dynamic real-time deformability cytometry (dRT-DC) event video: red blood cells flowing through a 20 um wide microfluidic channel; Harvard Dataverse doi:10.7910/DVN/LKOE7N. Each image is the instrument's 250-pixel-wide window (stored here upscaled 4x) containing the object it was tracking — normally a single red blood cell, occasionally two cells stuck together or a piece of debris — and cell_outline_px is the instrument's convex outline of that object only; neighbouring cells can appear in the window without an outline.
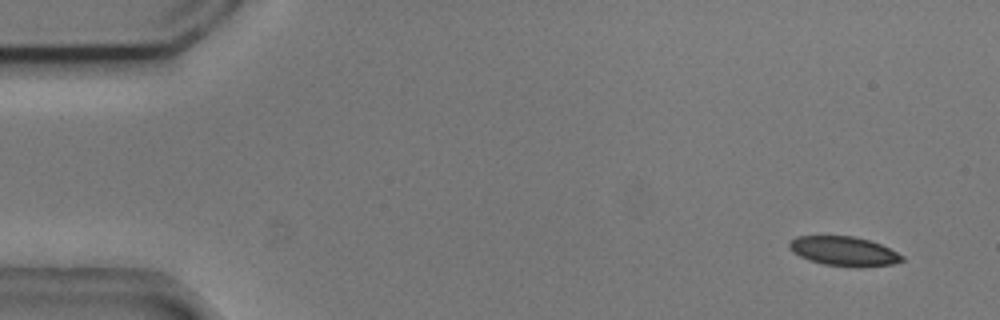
{"species": "common noctule bat (a hibernating species)", "species_latin": "Nyctalus noctula", "temperature_condition": "cold", "stored_images_in_passage": 8, "camera_frame_rate_fps": 3000, "um_per_image_px": 0.085, "animal": {"sex": "male", "body_mass_g": 20.5, "forearm_length_mm": 52.5}, "frame": {"image": 1, "passage_image": 1, "time_ms": 0.0, "image_size_px": [1000, 320], "cell_outline_px": [[904, 260], [892, 264], [860, 268], [856, 268], [824, 264], [808, 260], [792, 252], [788, 248], [788, 244], [796, 236], [852, 236], [868, 240], [880, 244], [904, 256]], "centroid_in_image_um": [71.71, 21.37], "position_along_channel_um": 13.3, "area_um2": 19.36}}
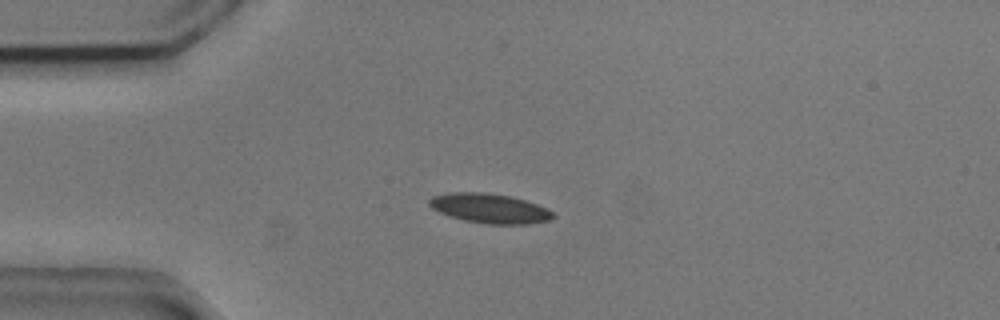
{"frame": {"image": 2, "passage_image": 4, "time_ms": 1.0, "image_size_px": [1000, 320], "cell_outline_px": [[556, 216], [548, 220], [528, 224], [488, 224], [464, 220], [440, 212], [432, 208], [428, 204], [428, 200], [432, 196], [448, 192], [484, 192], [512, 196], [536, 204], [552, 212]], "centroid_in_image_um": [41.59, 17.7], "position_along_channel_um": 43.4, "area_um2": 21.21}}
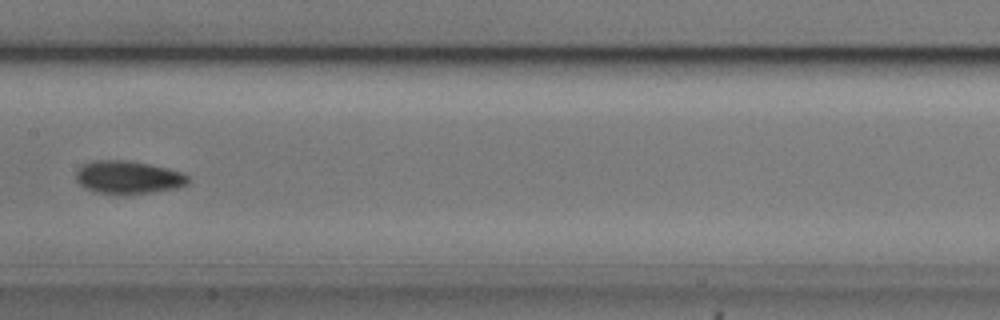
{"frame": {"image": 3, "passage_image": 8, "time_ms": 2.333, "image_size_px": [1000, 320], "cell_outline_px": [[188, 184], [176, 188], [152, 192], [124, 196], [120, 196], [96, 192], [84, 188], [76, 180], [76, 172], [84, 164], [92, 160], [128, 160], [168, 168], [180, 172], [188, 176]], "centroid_in_image_um": [10.87, 15.09], "position_along_channel_um": 196.5, "area_um2": 21.85}}